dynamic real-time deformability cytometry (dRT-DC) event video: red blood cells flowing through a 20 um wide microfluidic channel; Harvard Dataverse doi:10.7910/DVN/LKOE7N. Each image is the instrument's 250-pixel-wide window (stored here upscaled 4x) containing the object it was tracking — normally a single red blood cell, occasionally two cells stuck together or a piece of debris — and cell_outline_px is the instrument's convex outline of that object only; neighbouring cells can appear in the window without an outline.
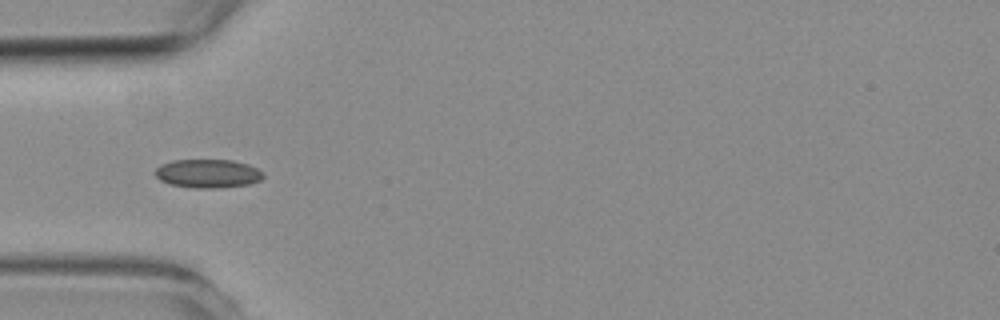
{"species": "common noctule bat (a hibernating species)", "species_latin": "Nyctalus noctula", "temperature_condition": "room temperature", "stored_images_in_passage": 8, "camera_frame_rate_fps": 3000, "um_per_image_px": 0.085, "animal": {"sex": "female", "body_mass_g": 19.3, "forearm_length_mm": 54.1}, "frame": {"image": 1, "passage_image": 5, "time_ms": 6.0, "image_size_px": [1000, 320], "cell_outline_px": [[264, 176], [260, 180], [248, 184], [220, 188], [192, 188], [168, 184], [160, 180], [156, 176], [156, 168], [160, 164], [172, 160], [232, 160], [248, 164], [264, 172]], "centroid_in_image_um": [17.66, 14.75], "position_along_channel_um": 67.3, "area_um2": 18.15}}
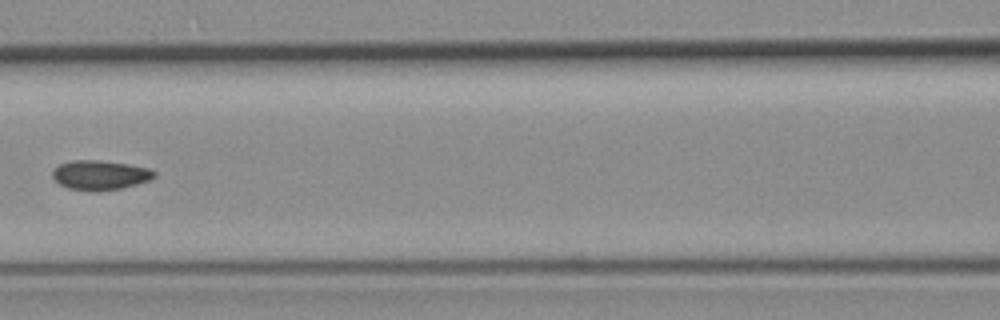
{"frame": {"image": 2, "passage_image": 7, "time_ms": 8.333, "image_size_px": [1000, 320], "cell_outline_px": [[156, 176], [148, 180], [136, 184], [120, 188], [96, 192], [92, 192], [68, 188], [60, 184], [52, 176], [52, 168], [60, 164], [72, 160], [100, 160], [128, 164], [148, 168], [156, 172]], "centroid_in_image_um": [8.47, 14.88], "position_along_channel_um": 158.1, "area_um2": 17.57}}
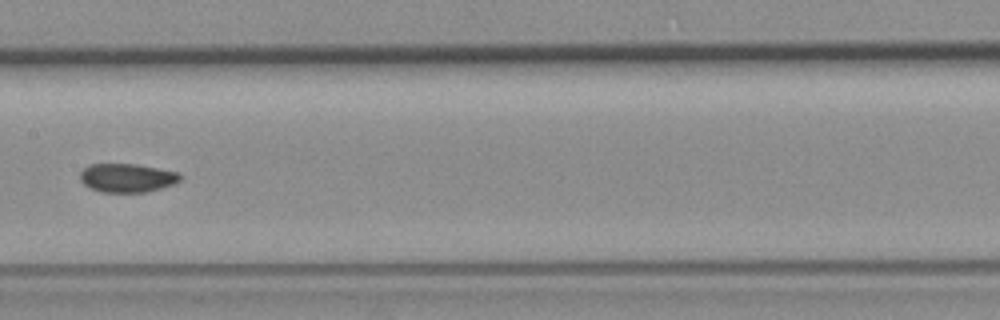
{"frame": {"image": 3, "passage_image": 8, "time_ms": 9.333, "image_size_px": [1000, 320], "cell_outline_px": [[184, 176], [180, 180], [172, 184], [148, 192], [100, 192], [84, 184], [80, 180], [80, 172], [88, 164], [136, 164], [180, 172]], "centroid_in_image_um": [10.82, 15.11], "position_along_channel_um": 196.6, "area_um2": 16.82}}